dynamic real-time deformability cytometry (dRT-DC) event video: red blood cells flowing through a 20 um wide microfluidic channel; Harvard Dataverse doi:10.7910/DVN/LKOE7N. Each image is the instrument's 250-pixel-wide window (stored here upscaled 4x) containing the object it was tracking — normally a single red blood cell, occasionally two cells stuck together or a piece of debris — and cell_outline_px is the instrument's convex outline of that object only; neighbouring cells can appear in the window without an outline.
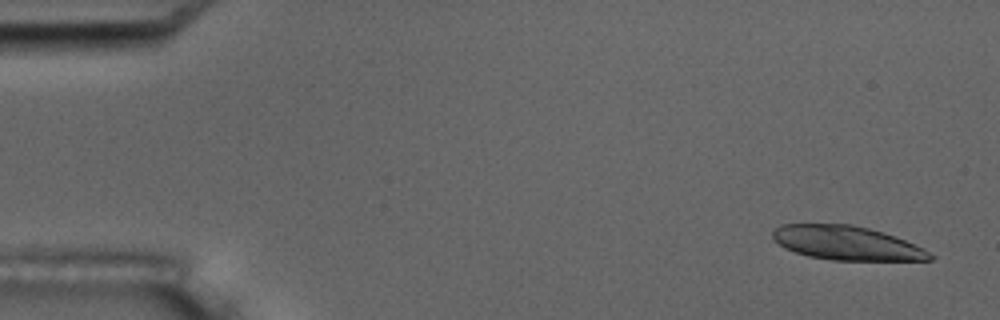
{"species": "common noctule bat (a hibernating species)", "species_latin": "Nyctalus noctula", "temperature_condition": "room temperature", "stored_images_in_passage": 15, "camera_frame_rate_fps": 3000, "um_per_image_px": 0.085, "animal": {"sex": "male", "body_mass_g": 17.5, "forearm_length_mm": 52.3}, "frame": {"image": 1, "passage_image": 3, "time_ms": 0.667, "image_size_px": [1000, 320], "cell_outline_px": [[936, 256], [932, 260], [832, 260], [808, 256], [784, 248], [772, 236], [772, 232], [780, 224], [852, 224], [884, 232], [896, 236], [924, 248]], "centroid_in_image_um": [72.01, 20.65], "position_along_channel_um": 13.0, "area_um2": 31.21}}